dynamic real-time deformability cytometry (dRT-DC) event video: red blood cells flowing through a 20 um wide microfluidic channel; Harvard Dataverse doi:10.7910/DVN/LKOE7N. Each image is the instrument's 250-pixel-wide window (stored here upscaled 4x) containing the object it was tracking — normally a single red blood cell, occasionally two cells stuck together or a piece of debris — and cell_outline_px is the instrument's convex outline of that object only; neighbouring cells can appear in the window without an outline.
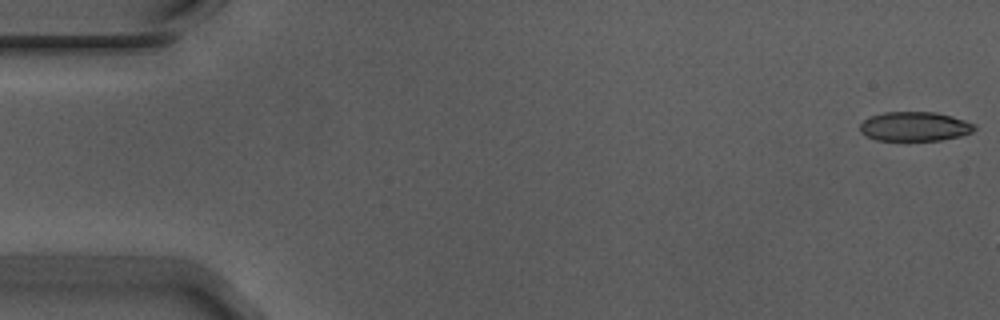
{"species": "Egyptian fruit bat (a non-hibernating species)", "species_latin": "Rousettus aegyptiacus", "temperature_condition": "warm", "stored_images_in_passage": 9, "camera_frame_rate_fps": 3000, "um_per_image_px": 0.085, "animal": {"sex": "male"}, "frame": {"image": 1, "passage_image": 1, "time_ms": 0.0, "image_size_px": [1000, 320], "cell_outline_px": [[976, 128], [972, 132], [960, 136], [940, 140], [876, 140], [864, 136], [860, 132], [860, 124], [864, 120], [872, 116], [884, 112], [936, 112], [952, 116], [976, 124]], "centroid_in_image_um": [77.75, 10.75], "position_along_channel_um": 7.3, "area_um2": 19.59}}